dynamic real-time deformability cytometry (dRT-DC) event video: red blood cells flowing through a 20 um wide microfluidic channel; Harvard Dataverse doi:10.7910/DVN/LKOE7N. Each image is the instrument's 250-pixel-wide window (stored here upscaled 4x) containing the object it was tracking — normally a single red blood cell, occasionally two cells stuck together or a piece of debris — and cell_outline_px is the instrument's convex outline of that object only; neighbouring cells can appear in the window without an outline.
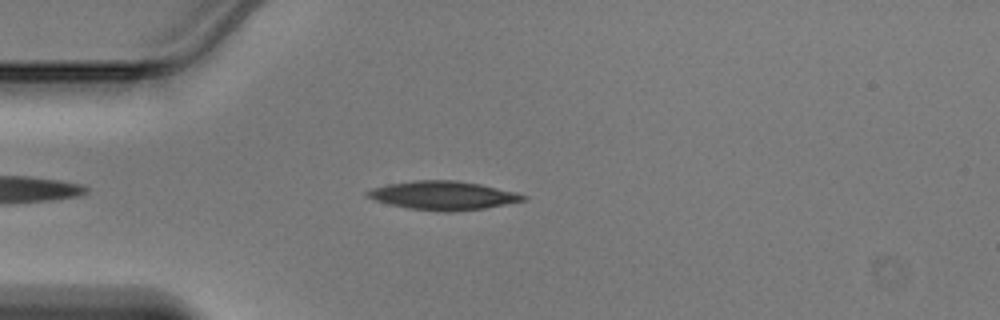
{"species": "Egyptian fruit bat (a non-hibernating species)", "species_latin": "Rousettus aegyptiacus", "temperature_condition": "warm", "stored_images_in_passage": 38, "camera_frame_rate_fps": 3000, "um_per_image_px": 0.085, "animal": {"sex": "male"}, "frame": {"image": 1, "passage_image": 4, "time_ms": 1.0, "image_size_px": [1000, 320], "cell_outline_px": [[528, 200], [484, 208], [452, 212], [444, 212], [412, 208], [392, 204], [376, 200], [364, 196], [364, 192], [372, 188], [388, 184], [412, 180], [456, 180], [480, 184], [516, 192], [528, 196]], "centroid_in_image_um": [37.69, 16.6], "position_along_channel_um": 47.3, "area_um2": 25.95}}
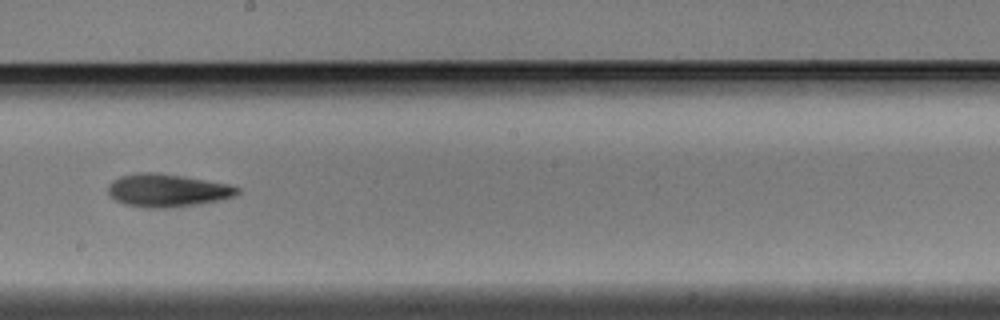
{"frame": {"image": 2, "passage_image": 18, "time_ms": 5.667, "image_size_px": [1000, 320], "cell_outline_px": [[240, 192], [232, 196], [216, 200], [196, 204], [168, 208], [144, 208], [124, 204], [116, 200], [108, 192], [108, 184], [112, 180], [120, 176], [140, 172], [156, 172], [184, 176], [228, 184], [240, 188]], "centroid_in_image_um": [14.17, 16.17], "position_along_channel_um": 234.0, "area_um2": 24.68}}
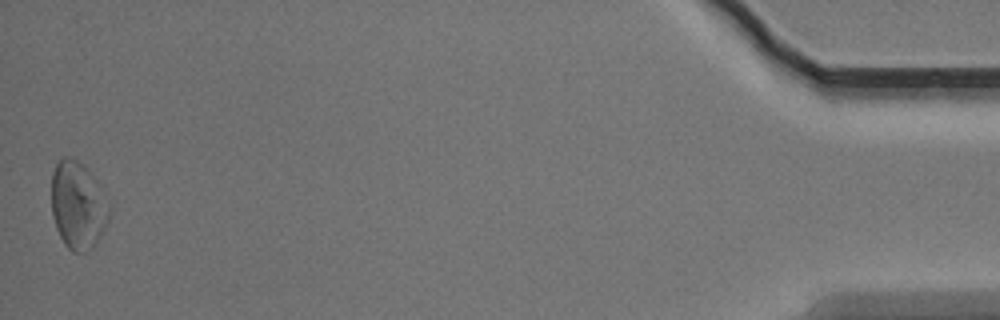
{"frame": {"image": 3, "passage_image": 38, "time_ms": 12.333, "image_size_px": [1000, 320], "cell_outline_px": [[108, 220], [100, 236], [92, 248], [84, 252], [72, 252], [64, 244], [56, 228], [52, 216], [52, 172], [56, 164], [64, 156], [68, 156], [76, 160], [96, 180], [108, 212]], "centroid_in_image_um": [6.56, 17.49], "position_along_channel_um": 428.6, "area_um2": 28.55}}